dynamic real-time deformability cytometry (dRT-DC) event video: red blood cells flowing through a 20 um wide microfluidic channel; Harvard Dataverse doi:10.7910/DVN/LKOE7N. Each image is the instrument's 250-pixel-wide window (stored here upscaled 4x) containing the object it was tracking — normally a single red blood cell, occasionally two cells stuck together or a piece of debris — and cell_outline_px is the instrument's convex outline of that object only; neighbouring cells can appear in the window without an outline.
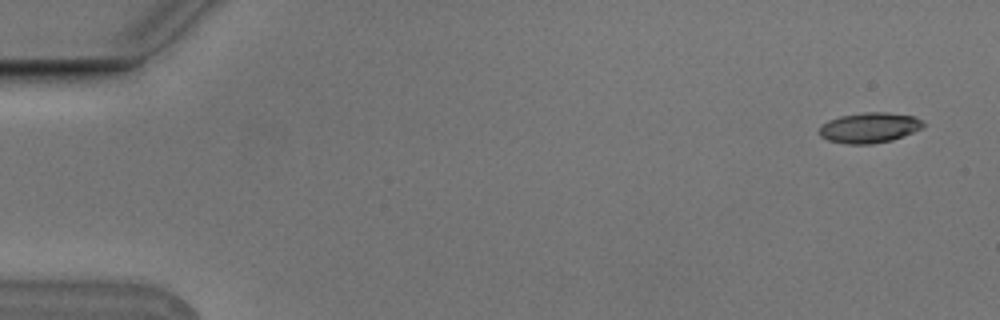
{"species": "Egyptian fruit bat (a non-hibernating species)", "species_latin": "Rousettus aegyptiacus", "temperature_condition": "cold", "stored_images_in_passage": 5, "camera_frame_rate_fps": 3000, "um_per_image_px": 0.085, "animal": {"sex": "male"}, "frame": {"image": 1, "passage_image": 1, "time_ms": 0.0, "image_size_px": [1000, 320], "cell_outline_px": [[924, 124], [920, 128], [912, 132], [892, 140], [872, 144], [848, 144], [828, 140], [820, 136], [820, 124], [828, 120], [840, 116], [864, 112], [888, 112], [912, 116], [920, 120]], "centroid_in_image_um": [73.84, 10.85], "position_along_channel_um": 11.2, "area_um2": 18.21}}